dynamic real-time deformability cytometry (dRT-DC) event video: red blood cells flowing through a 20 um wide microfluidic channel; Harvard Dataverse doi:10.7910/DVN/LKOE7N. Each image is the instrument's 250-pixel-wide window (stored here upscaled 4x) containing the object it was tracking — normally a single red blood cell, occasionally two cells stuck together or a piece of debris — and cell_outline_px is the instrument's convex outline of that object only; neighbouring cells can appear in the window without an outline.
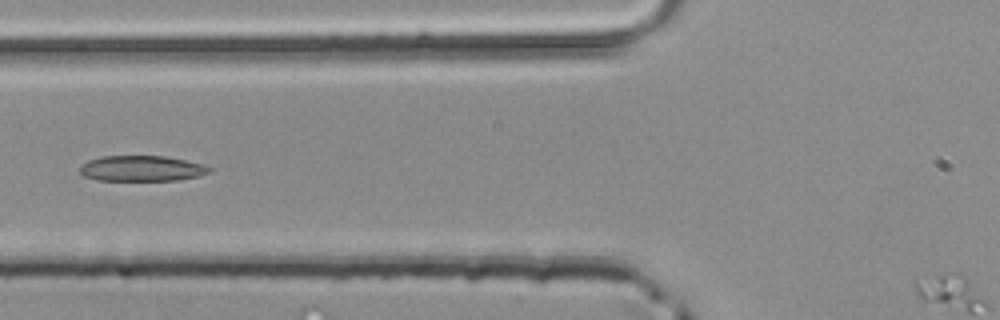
{"species": "common noctule bat (a hibernating species)", "species_latin": "Nyctalus noctula", "temperature_condition": "room temperature", "stored_images_in_passage": 38, "camera_frame_rate_fps": 3000, "um_per_image_px": 0.085, "animal": {"sex": "male", "body_mass_g": 20.4}, "frame": {"image": 1, "passage_image": 13, "time_ms": 4.0, "image_size_px": [1000, 320], "cell_outline_px": [[212, 172], [200, 176], [176, 180], [96, 180], [84, 176], [80, 172], [80, 168], [88, 160], [104, 156], [164, 156], [204, 164], [212, 168]], "centroid_in_image_um": [12.09, 14.32], "position_along_channel_um": 113.7, "area_um2": 19.25}}
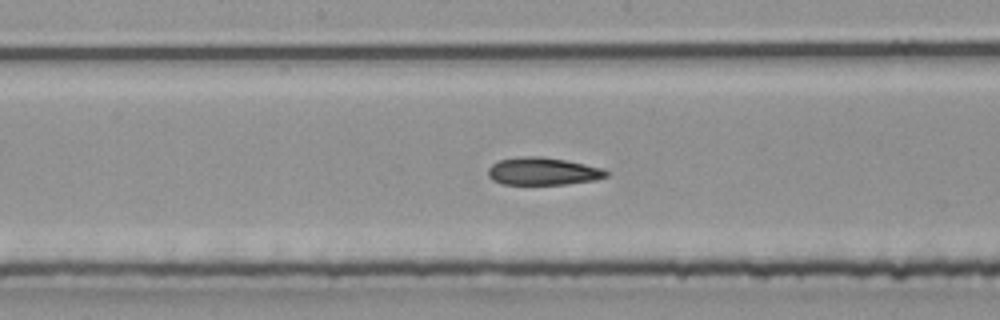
{"frame": {"image": 2, "passage_image": 19, "time_ms": 6.0, "image_size_px": [1000, 320], "cell_outline_px": [[608, 176], [596, 180], [564, 184], [504, 184], [492, 180], [488, 176], [488, 168], [492, 164], [500, 160], [524, 156], [540, 156], [564, 160], [604, 168], [608, 172]], "centroid_in_image_um": [46.15, 14.56], "position_along_channel_um": 202.0, "area_um2": 18.9}}
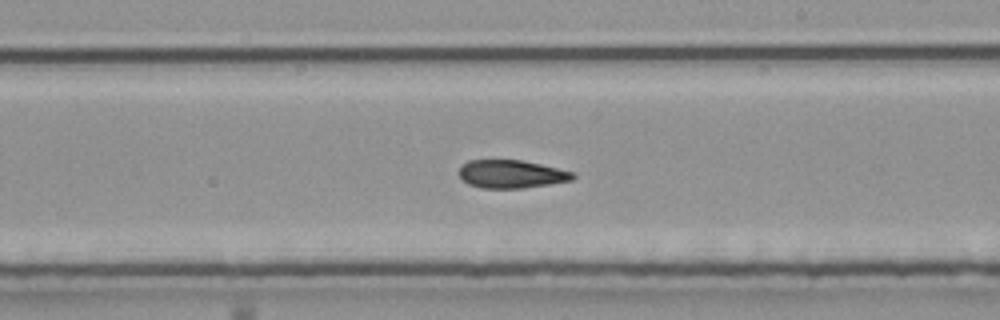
{"frame": {"image": 3, "passage_image": 22, "time_ms": 7.0, "image_size_px": [1000, 320], "cell_outline_px": [[576, 176], [572, 180], [548, 184], [520, 188], [480, 188], [468, 184], [460, 176], [460, 168], [468, 160], [524, 160], [572, 172]], "centroid_in_image_um": [43.45, 14.79], "position_along_channel_um": 245.5, "area_um2": 18.38}}